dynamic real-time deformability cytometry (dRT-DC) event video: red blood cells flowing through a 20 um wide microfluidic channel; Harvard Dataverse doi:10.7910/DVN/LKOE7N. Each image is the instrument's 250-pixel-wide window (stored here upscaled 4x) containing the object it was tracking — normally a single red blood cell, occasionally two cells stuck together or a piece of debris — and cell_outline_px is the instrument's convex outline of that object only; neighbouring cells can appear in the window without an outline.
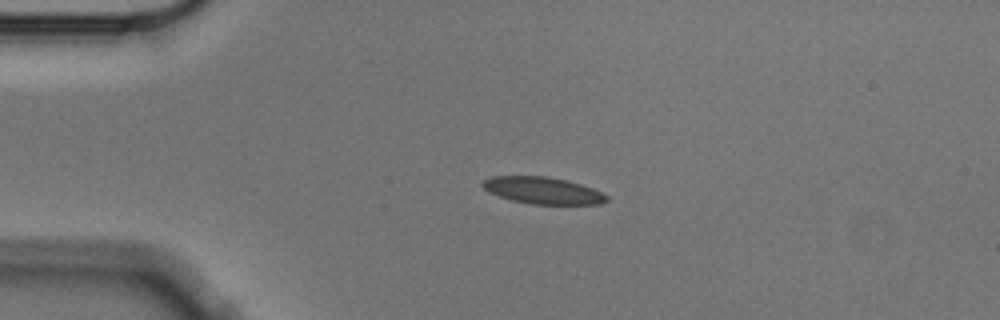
{"species": "Egyptian fruit bat (a non-hibernating species)", "species_latin": "Rousettus aegyptiacus", "temperature_condition": "cold", "stored_images_in_passage": 3, "camera_frame_rate_fps": 3000, "um_per_image_px": 0.085, "animal": {"sex": "male"}, "frame": {"image": 1, "passage_image": 2, "time_ms": 0.333, "image_size_px": [1000, 320], "cell_outline_px": [[608, 200], [600, 204], [532, 204], [512, 200], [488, 192], [480, 184], [484, 180], [492, 176], [548, 176], [568, 180], [592, 188], [608, 196]], "centroid_in_image_um": [46.13, 16.18], "position_along_channel_um": 38.9, "area_um2": 19.36}}